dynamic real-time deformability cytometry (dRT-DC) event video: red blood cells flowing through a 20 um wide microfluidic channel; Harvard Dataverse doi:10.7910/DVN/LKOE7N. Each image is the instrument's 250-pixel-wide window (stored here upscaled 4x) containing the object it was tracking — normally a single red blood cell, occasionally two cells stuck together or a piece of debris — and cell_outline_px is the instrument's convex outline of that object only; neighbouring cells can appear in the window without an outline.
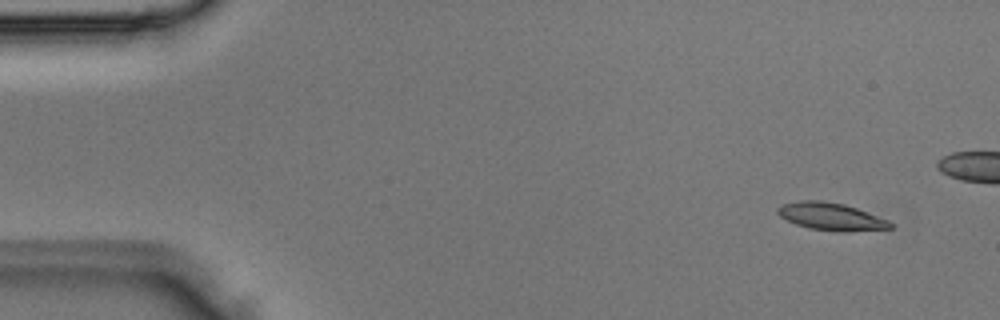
{"species": "Egyptian fruit bat (a non-hibernating species)", "species_latin": "Rousettus aegyptiacus", "temperature_condition": "room temperature", "stored_images_in_passage": 4, "camera_frame_rate_fps": 3000, "um_per_image_px": 0.085, "animal": {"sex": "male"}, "frame": {"image": 1, "passage_image": 1, "time_ms": 0.0, "image_size_px": [1000, 320], "cell_outline_px": [[892, 228], [848, 232], [840, 232], [808, 228], [796, 224], [780, 216], [776, 212], [776, 208], [784, 204], [800, 200], [820, 200], [844, 204], [856, 208], [888, 220], [892, 224]], "centroid_in_image_um": [70.63, 18.41], "position_along_channel_um": 14.4, "area_um2": 17.98}}